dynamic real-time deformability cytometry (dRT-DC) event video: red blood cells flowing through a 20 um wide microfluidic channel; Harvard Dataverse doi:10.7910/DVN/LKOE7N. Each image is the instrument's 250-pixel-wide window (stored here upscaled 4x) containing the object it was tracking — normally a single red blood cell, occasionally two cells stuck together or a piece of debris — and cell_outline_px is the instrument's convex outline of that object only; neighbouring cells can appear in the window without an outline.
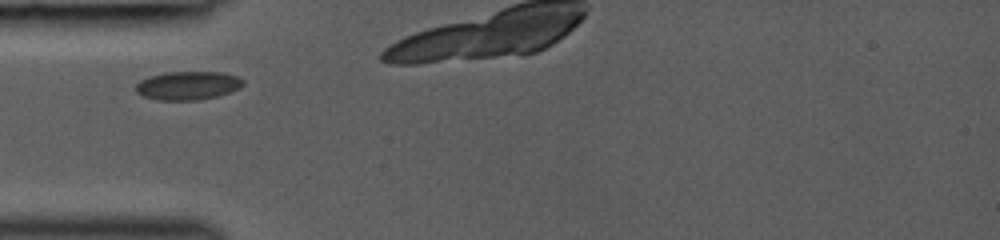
{"species": "common noctule bat (a hibernating species)", "species_latin": "Nyctalus noctula", "temperature_condition": "room temperature", "stored_images_in_passage": 3, "camera_frame_rate_fps": 3000, "um_per_image_px": 0.085, "animal": {"sex": "female", "body_mass_g": 19.0, "forearm_length_mm": 53.3}, "frame": {"image": 1, "passage_image": 1, "time_ms": 0.0, "image_size_px": [1000, 240], "cell_outline_px": [[244, 84], [240, 88], [216, 96], [200, 100], [156, 100], [144, 96], [136, 92], [136, 84], [140, 80], [148, 76], [164, 72], [224, 72], [236, 76], [244, 80]], "centroid_in_image_um": [15.95, 7.26], "position_along_channel_um": 69.0, "area_um2": 17.92}}